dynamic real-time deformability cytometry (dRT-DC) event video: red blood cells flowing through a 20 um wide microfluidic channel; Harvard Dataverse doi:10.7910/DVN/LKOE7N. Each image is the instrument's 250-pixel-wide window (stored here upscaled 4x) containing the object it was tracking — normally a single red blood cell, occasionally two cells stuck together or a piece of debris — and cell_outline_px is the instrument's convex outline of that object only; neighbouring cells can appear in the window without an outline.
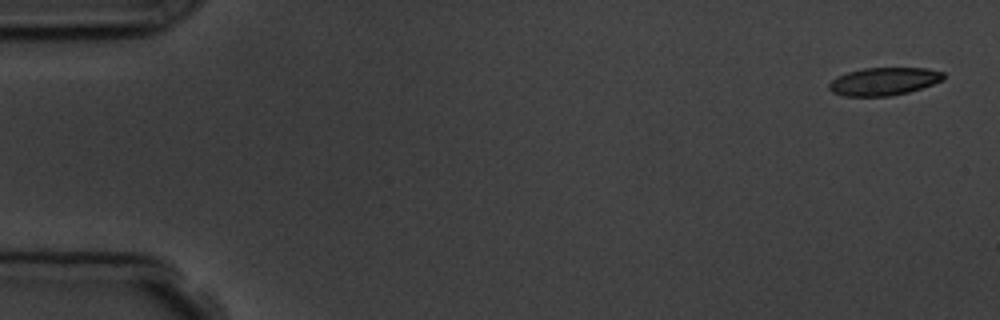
{"species": "common noctule bat (a hibernating species)", "species_latin": "Nyctalus noctula", "temperature_condition": "room temperature", "stored_images_in_passage": 5, "camera_frame_rate_fps": 3000, "um_per_image_px": 0.085, "animal": {"sex": "male", "body_mass_g": 19.5, "forearm_length_mm": 54.6}, "frame": {"image": 1, "passage_image": 1, "time_ms": 0.0, "image_size_px": [1000, 320], "cell_outline_px": [[944, 80], [908, 92], [888, 96], [844, 96], [832, 92], [828, 88], [828, 84], [836, 76], [848, 72], [864, 68], [928, 68], [944, 72]], "centroid_in_image_um": [75.11, 6.91], "position_along_channel_um": 9.9, "area_um2": 18.55}}
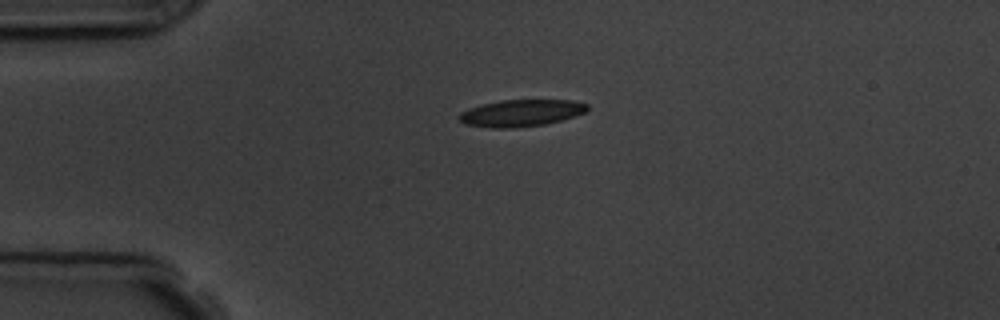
{"frame": {"image": 2, "passage_image": 4, "time_ms": 3.667, "image_size_px": [1000, 320], "cell_outline_px": [[588, 108], [584, 112], [576, 116], [544, 124], [512, 128], [492, 128], [464, 124], [456, 116], [460, 112], [468, 108], [480, 104], [500, 100], [572, 100], [588, 104]], "centroid_in_image_um": [44.24, 9.6], "position_along_channel_um": 40.8, "area_um2": 20.17}}